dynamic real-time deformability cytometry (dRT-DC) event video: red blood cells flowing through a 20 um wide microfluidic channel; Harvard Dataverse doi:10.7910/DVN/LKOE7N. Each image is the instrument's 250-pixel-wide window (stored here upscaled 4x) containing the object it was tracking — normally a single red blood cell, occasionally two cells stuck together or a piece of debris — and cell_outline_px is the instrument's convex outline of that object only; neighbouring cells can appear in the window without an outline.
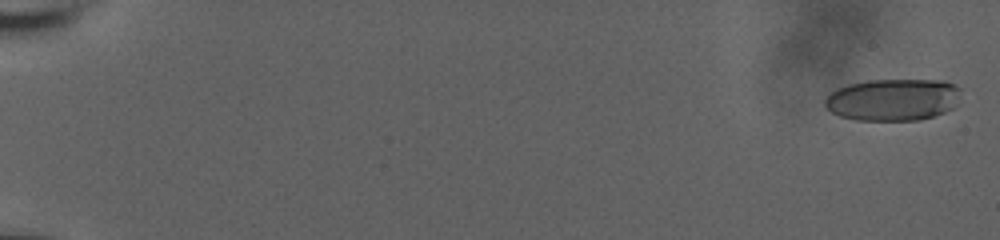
{"species": "human", "species_latin": "Homo sapiens", "temperature_condition": "room temperature", "stored_images_in_passage": 60, "camera_frame_rate_fps": 3000, "um_per_image_px": 0.085, "donor": {"sex": "male"}, "frame": {"image": 1, "passage_image": 2, "time_ms": 0.333, "image_size_px": [1000, 240], "cell_outline_px": [[960, 88], [956, 104], [952, 108], [944, 112], [920, 120], [856, 120], [840, 116], [832, 112], [824, 104], [824, 100], [836, 88], [848, 84], [868, 80], [944, 80], [956, 84]], "centroid_in_image_um": [75.9, 8.46], "position_along_channel_um": 9.1, "area_um2": 33.29}}
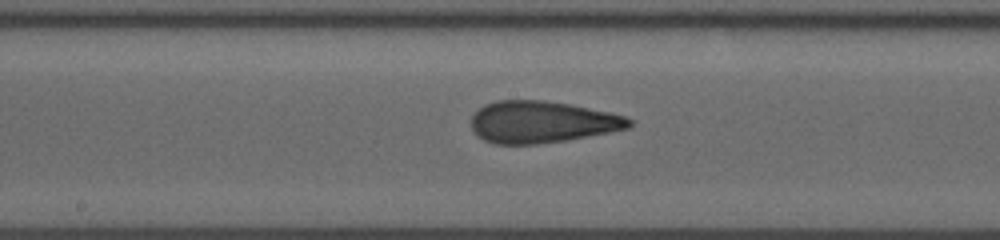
{"frame": {"image": 2, "passage_image": 35, "time_ms": 11.333, "image_size_px": [1000, 240], "cell_outline_px": [[632, 124], [628, 128], [568, 140], [536, 144], [492, 144], [476, 136], [472, 132], [472, 116], [484, 104], [496, 100], [544, 100], [568, 104], [628, 116], [632, 120]], "centroid_in_image_um": [46.03, 10.37], "position_along_channel_um": 202.2, "area_um2": 38.55}}
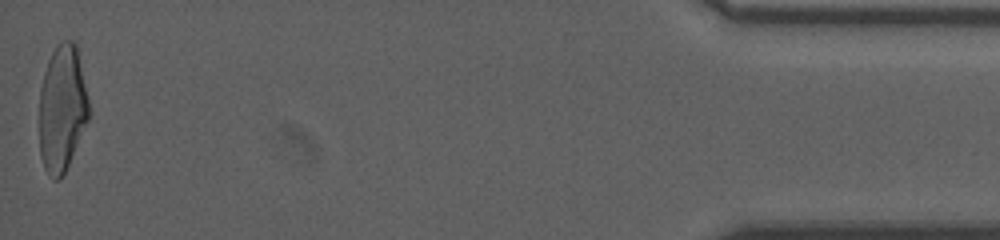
{"frame": {"image": 3, "passage_image": 60, "time_ms": 19.667, "image_size_px": [1000, 240], "cell_outline_px": [[88, 120], [68, 164], [60, 180], [52, 180], [48, 176], [44, 168], [40, 156], [40, 88], [44, 72], [48, 60], [56, 44], [60, 40], [76, 40], [88, 100]], "centroid_in_image_um": [5.27, 9.18], "position_along_channel_um": 429.9, "area_um2": 36.53}, "authors_computed_cell_mechanics": {"area_um2": 37.1654, "velocity_mm_per_s": 3.7277, "shape_relaxation_time_tau1_ms": 7.7612, "shape_relaxation_time_tau2_ms": 1.2826, "deformation_change_tau1": 0.2278, "deformation_change_tau2": 0.1055}}